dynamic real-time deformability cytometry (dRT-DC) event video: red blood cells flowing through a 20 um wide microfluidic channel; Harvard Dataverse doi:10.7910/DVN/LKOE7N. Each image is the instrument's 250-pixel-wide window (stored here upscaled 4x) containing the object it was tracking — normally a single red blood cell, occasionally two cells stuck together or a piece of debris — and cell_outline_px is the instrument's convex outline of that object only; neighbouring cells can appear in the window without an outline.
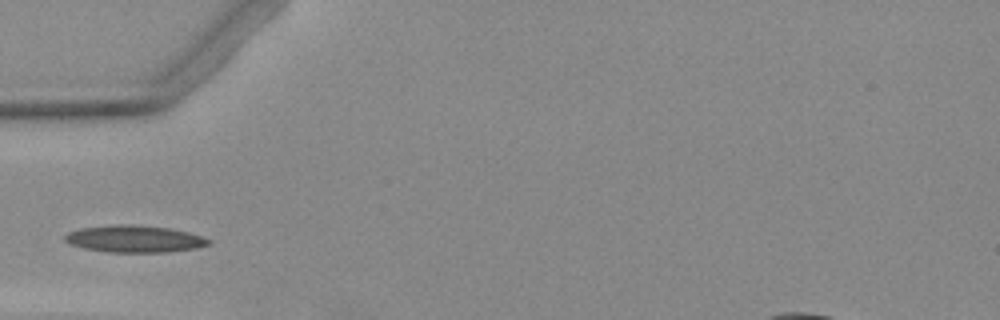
{"species": "Egyptian fruit bat (a non-hibernating species)", "species_latin": "Rousettus aegyptiacus", "temperature_condition": "warm", "stored_images_in_passage": 1, "camera_frame_rate_fps": 3000, "um_per_image_px": 0.085, "animal": {"sex": "female"}, "frame": {"image": 1, "passage_image": 1, "time_ms": 0.0, "image_size_px": [1000, 320], "cell_outline_px": [[212, 244], [196, 248], [168, 252], [108, 252], [84, 248], [68, 244], [64, 240], [64, 236], [68, 232], [80, 228], [116, 224], [132, 224], [168, 228], [200, 236], [212, 240]], "centroid_in_image_um": [11.39, 20.31], "position_along_channel_um": 73.6, "area_um2": 22.6}}